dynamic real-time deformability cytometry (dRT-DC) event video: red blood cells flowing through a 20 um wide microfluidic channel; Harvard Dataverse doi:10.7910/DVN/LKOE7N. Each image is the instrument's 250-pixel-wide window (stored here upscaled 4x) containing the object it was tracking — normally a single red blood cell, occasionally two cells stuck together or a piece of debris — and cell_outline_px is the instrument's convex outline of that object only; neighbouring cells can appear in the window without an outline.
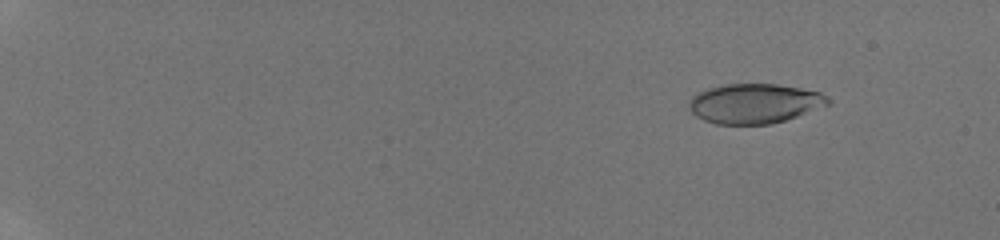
{"species": "human", "species_latin": "Homo sapiens", "temperature_condition": "room temperature", "stored_images_in_passage": 14, "camera_frame_rate_fps": 3000, "um_per_image_px": 0.085, "donor": {"sex": "male"}, "frame": {"image": 1, "passage_image": 4, "time_ms": 2.333, "image_size_px": [1000, 240], "cell_outline_px": [[832, 104], [772, 124], [716, 124], [704, 120], [696, 116], [688, 108], [688, 100], [696, 92], [708, 88], [724, 84], [776, 84], [800, 88], [820, 92], [828, 96]], "centroid_in_image_um": [64.12, 8.79], "position_along_channel_um": 20.9, "area_um2": 32.37}}
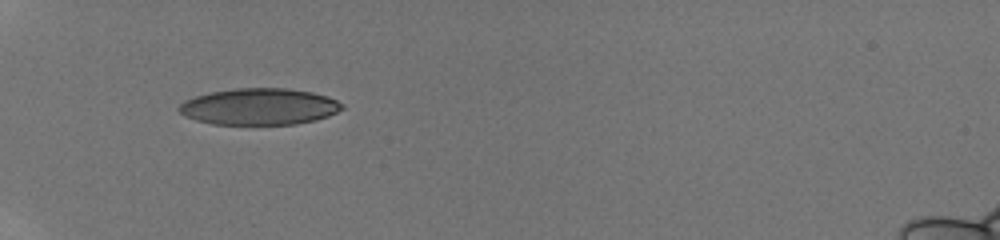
{"frame": {"image": 2, "passage_image": 10, "time_ms": 7.0, "image_size_px": [1000, 240], "cell_outline_px": [[344, 108], [328, 116], [316, 120], [296, 124], [212, 124], [196, 120], [184, 116], [176, 108], [184, 100], [208, 92], [236, 88], [288, 88], [312, 92], [328, 96], [344, 104]], "centroid_in_image_um": [22.03, 9.06], "position_along_channel_um": 63.0, "area_um2": 34.91}}
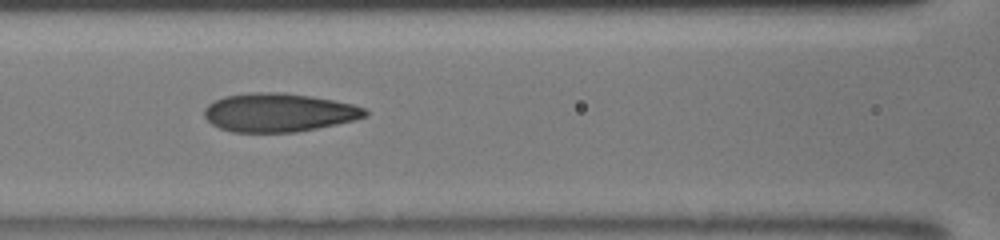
{"frame": {"image": 3, "passage_image": 13, "time_ms": 9.333, "image_size_px": [1000, 240], "cell_outline_px": [[368, 116], [336, 124], [296, 132], [232, 132], [220, 128], [212, 124], [204, 116], [204, 108], [208, 104], [224, 96], [252, 92], [284, 92], [312, 96], [352, 104], [364, 108], [368, 112]], "centroid_in_image_um": [23.67, 9.56], "position_along_channel_um": 142.9, "area_um2": 36.07}}